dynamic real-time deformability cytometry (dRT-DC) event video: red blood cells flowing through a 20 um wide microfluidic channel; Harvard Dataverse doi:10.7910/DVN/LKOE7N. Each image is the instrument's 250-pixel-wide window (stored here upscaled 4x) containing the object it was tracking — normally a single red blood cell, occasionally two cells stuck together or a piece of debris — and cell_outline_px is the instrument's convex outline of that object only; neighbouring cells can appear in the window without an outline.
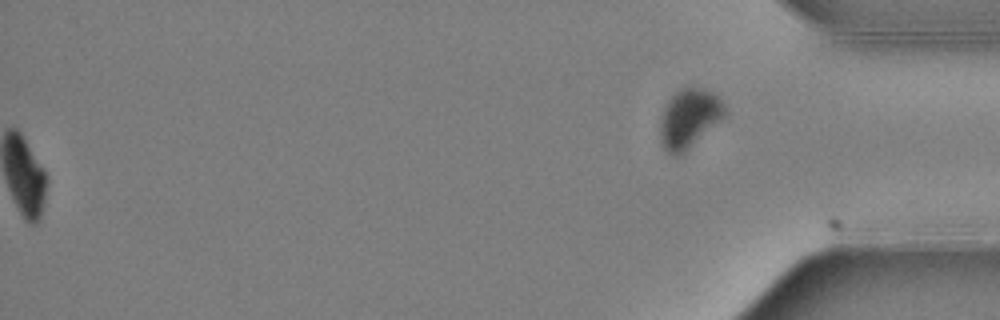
{"species": "Egyptian fruit bat (a non-hibernating species)", "species_latin": "Rousettus aegyptiacus", "temperature_condition": "warm", "stored_images_in_passage": 56, "segment_of_instrument_passage": [2, 2], "camera_frame_rate_fps": 3000, "um_per_image_px": 0.085, "animal": {"sex": "female"}, "frame": {"image": 1, "passage_image": 56, "time_ms": 18.333, "image_size_px": [1000, 320], "cell_outline_px": [[728, 112], [724, 116], [684, 152], [676, 156], [672, 156], [664, 148], [660, 136], [660, 116], [668, 100], [684, 84], [700, 88], [712, 92], [724, 104]], "centroid_in_image_um": [58.55, 10.02], "position_along_channel_um": 376.6, "area_um2": 22.08}}